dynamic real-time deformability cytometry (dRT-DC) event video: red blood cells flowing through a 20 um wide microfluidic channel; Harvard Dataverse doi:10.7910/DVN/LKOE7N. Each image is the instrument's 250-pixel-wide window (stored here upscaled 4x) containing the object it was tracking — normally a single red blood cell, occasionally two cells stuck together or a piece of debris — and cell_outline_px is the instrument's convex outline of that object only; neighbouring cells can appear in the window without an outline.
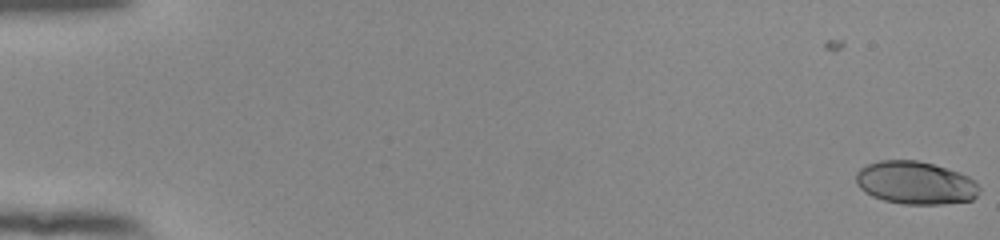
{"species": "human", "species_latin": "Homo sapiens", "temperature_condition": "room temperature", "stored_images_in_passage": 55, "camera_frame_rate_fps": 3000, "um_per_image_px": 0.085, "donor": {"sex": "female"}, "frame": {"image": 1, "passage_image": 1, "time_ms": 0.0, "image_size_px": [1000, 240], "cell_outline_px": [[980, 192], [972, 200], [944, 204], [904, 204], [884, 200], [872, 196], [864, 192], [856, 184], [856, 172], [860, 168], [868, 164], [880, 160], [916, 160], [932, 164], [960, 172], [968, 176], [980, 188]], "centroid_in_image_um": [77.8, 15.54], "position_along_channel_um": 7.2, "area_um2": 30.87}}
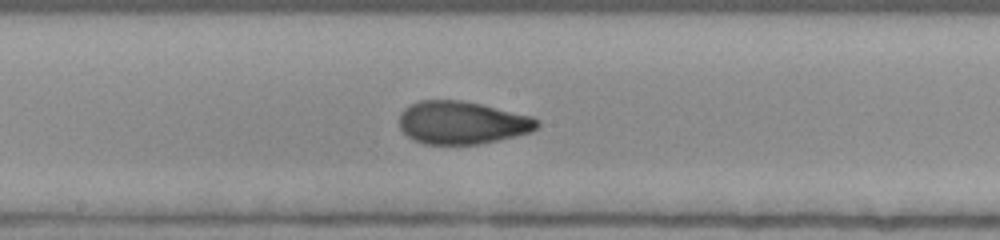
{"frame": {"image": 2, "passage_image": 31, "time_ms": 10.0, "image_size_px": [1000, 240], "cell_outline_px": [[540, 124], [532, 132], [480, 144], [424, 144], [412, 140], [400, 128], [400, 112], [404, 108], [420, 100], [460, 100], [480, 104], [532, 116], [540, 120]], "centroid_in_image_um": [39.28, 10.43], "position_along_channel_um": 208.9, "area_um2": 34.45}}
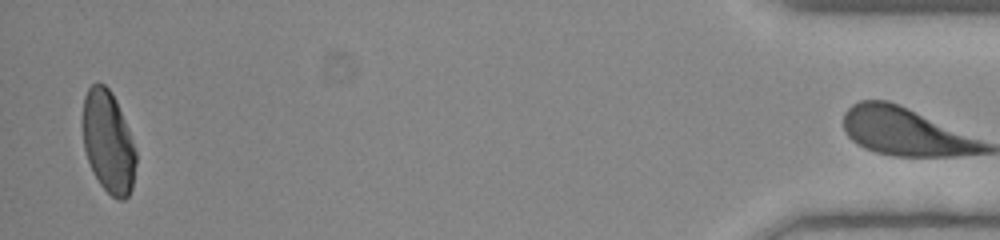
{"frame": {"image": 3, "passage_image": 54, "time_ms": 17.667, "image_size_px": [1000, 240], "cell_outline_px": [[136, 164], [132, 188], [128, 196], [124, 200], [116, 200], [100, 184], [92, 172], [84, 148], [84, 96], [88, 88], [96, 80], [104, 84], [112, 92], [116, 100], [128, 128], [136, 152]], "centroid_in_image_um": [9.21, 12.07], "position_along_channel_um": 426.0, "area_um2": 31.56}, "authors_computed_cell_mechanics": {"area_um2": 33.1194, "velocity_mm_per_s": 3.8784, "shape_relaxation_time_tau1_ms": 8.5674, "shape_relaxation_time_tau2_ms": 1.2088, "deformation_change_tau1": 0.2459, "deformation_change_tau2": 0.0713}}